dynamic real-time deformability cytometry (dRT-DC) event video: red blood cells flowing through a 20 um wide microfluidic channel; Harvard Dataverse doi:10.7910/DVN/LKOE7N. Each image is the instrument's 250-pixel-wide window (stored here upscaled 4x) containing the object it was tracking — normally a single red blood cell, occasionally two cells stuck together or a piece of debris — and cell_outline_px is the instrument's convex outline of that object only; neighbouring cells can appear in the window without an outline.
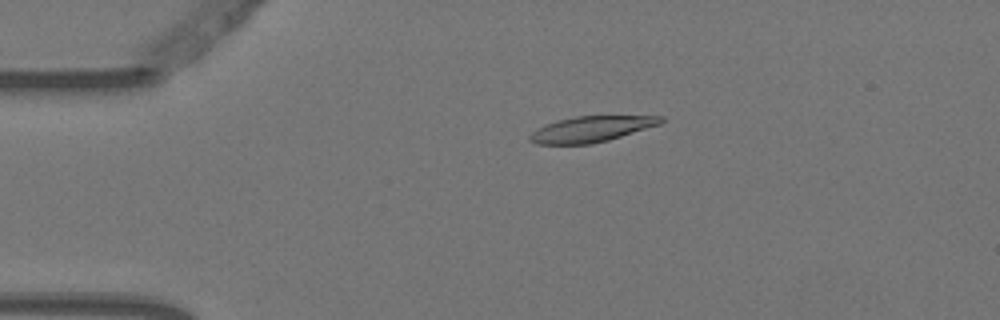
{"species": "Egyptian fruit bat (a non-hibernating species)", "species_latin": "Rousettus aegyptiacus", "temperature_condition": "warm", "stored_images_in_passage": 5, "camera_frame_rate_fps": 3000, "um_per_image_px": 0.085, "animal": {"sex": "female"}, "frame": {"image": 1, "passage_image": 4, "time_ms": 1.0, "image_size_px": [1000, 320], "cell_outline_px": [[664, 120], [660, 124], [608, 140], [592, 144], [536, 144], [528, 140], [528, 136], [532, 132], [556, 120], [576, 116], [664, 116]], "centroid_in_image_um": [50.25, 10.97], "position_along_channel_um": 34.8, "area_um2": 19.48}}